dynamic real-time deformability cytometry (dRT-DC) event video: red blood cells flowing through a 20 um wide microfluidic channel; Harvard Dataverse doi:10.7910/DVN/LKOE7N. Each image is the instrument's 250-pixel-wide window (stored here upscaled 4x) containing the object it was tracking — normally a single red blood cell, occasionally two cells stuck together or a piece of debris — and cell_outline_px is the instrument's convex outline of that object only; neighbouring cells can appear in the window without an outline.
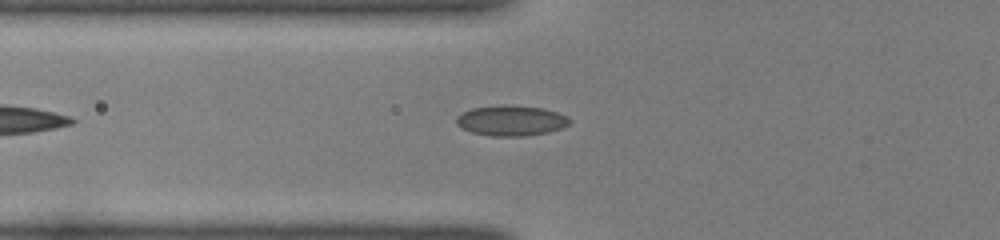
{"species": "common noctule bat (a hibernating species)", "species_latin": "Nyctalus noctula", "temperature_condition": "room temperature", "stored_images_in_passage": 40, "camera_frame_rate_fps": 3000, "um_per_image_px": 0.085, "animal": {"sex": "female", "body_mass_g": 22.0, "forearm_length_mm": 56.7}, "frame": {"image": 1, "passage_image": 8, "time_ms": 2.333, "image_size_px": [1000, 240], "cell_outline_px": [[572, 120], [568, 124], [560, 128], [548, 132], [528, 136], [492, 136], [472, 132], [456, 124], [456, 116], [472, 108], [544, 108], [568, 116]], "centroid_in_image_um": [43.48, 10.31], "position_along_channel_um": 82.3, "area_um2": 19.02}}
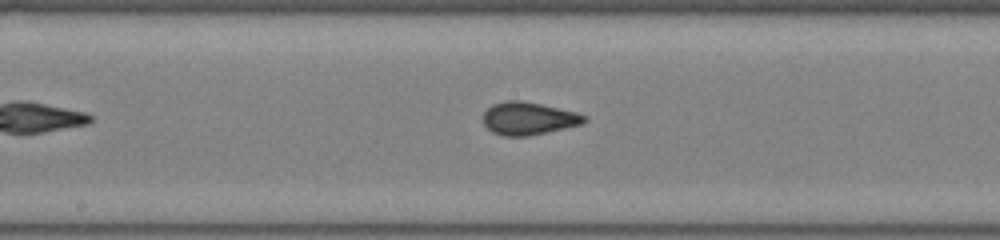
{"frame": {"image": 2, "passage_image": 17, "time_ms": 5.333, "image_size_px": [1000, 240], "cell_outline_px": [[588, 120], [580, 124], [564, 128], [528, 136], [504, 136], [492, 132], [484, 124], [484, 112], [492, 104], [508, 100], [520, 100], [540, 104], [576, 112], [588, 116]], "centroid_in_image_um": [44.92, 10.06], "position_along_channel_um": 203.3, "area_um2": 19.13}}
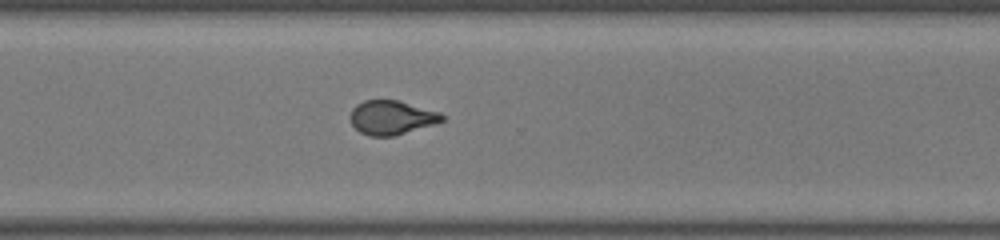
{"frame": {"image": 3, "passage_image": 27, "time_ms": 8.667, "image_size_px": [1000, 240], "cell_outline_px": [[444, 120], [432, 124], [392, 136], [368, 136], [360, 132], [352, 124], [348, 116], [352, 108], [356, 104], [364, 100], [396, 100], [440, 112], [444, 116]], "centroid_in_image_um": [33.22, 9.98], "position_along_channel_um": 337.4, "area_um2": 18.03}}